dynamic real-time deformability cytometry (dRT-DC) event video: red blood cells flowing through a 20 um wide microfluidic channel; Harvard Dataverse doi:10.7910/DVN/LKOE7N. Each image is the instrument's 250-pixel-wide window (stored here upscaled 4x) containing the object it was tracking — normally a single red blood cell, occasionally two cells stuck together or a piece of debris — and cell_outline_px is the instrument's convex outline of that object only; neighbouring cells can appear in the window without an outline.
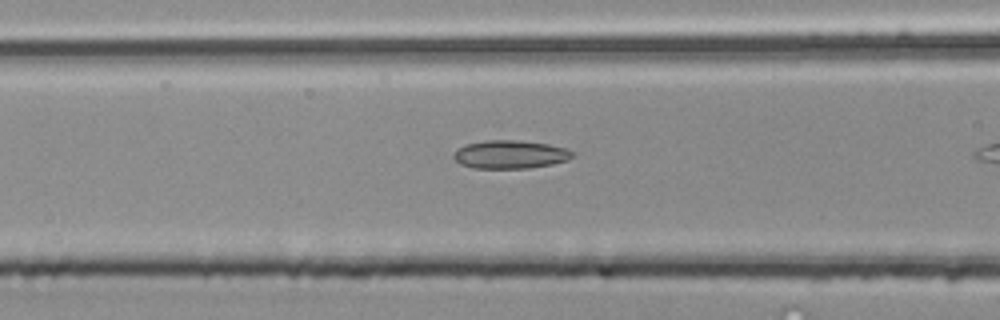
{"species": "common noctule bat (a hibernating species)", "species_latin": "Nyctalus noctula", "temperature_condition": "room temperature", "stored_images_in_passage": 10, "camera_frame_rate_fps": 3000, "um_per_image_px": 0.085, "animal": {"sex": "male", "body_mass_g": 20.4}, "frame": {"image": 1, "passage_image": 9, "time_ms": 2.667, "image_size_px": [1000, 320], "cell_outline_px": [[572, 156], [568, 160], [552, 164], [528, 168], [472, 168], [460, 164], [452, 156], [460, 148], [468, 144], [488, 140], [520, 140], [548, 144], [564, 148], [572, 152]], "centroid_in_image_um": [43.37, 13.13], "position_along_channel_um": 123.2, "area_um2": 19.31}}